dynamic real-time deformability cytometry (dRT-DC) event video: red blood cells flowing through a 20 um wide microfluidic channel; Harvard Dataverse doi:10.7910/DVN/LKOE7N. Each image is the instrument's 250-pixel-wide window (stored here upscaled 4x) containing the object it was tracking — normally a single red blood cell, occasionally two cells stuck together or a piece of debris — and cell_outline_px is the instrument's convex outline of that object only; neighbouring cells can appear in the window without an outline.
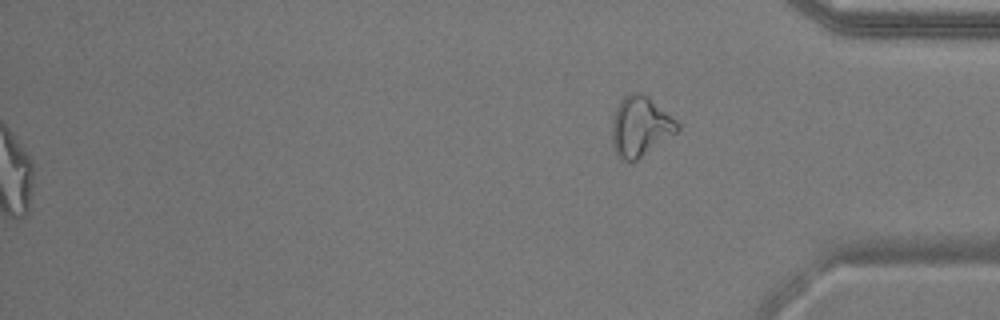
{"species": "common noctule bat (a hibernating species)", "species_latin": "Nyctalus noctula", "temperature_condition": "warm", "stored_images_in_passage": 54, "segment_of_instrument_passage": [2, 2], "camera_frame_rate_fps": 3000, "um_per_image_px": 0.085, "animal": {"sex": "male", "body_mass_g": 17.9}, "frame": {"image": 1, "passage_image": 54, "time_ms": 17.667, "image_size_px": [1000, 320], "cell_outline_px": [[680, 128], [676, 132], [636, 160], [628, 164], [616, 152], [612, 144], [612, 120], [616, 108], [620, 100], [628, 92], [640, 92], [648, 96], [676, 120], [680, 124]], "centroid_in_image_um": [54.4, 10.72], "position_along_channel_um": 380.8, "area_um2": 22.66}}